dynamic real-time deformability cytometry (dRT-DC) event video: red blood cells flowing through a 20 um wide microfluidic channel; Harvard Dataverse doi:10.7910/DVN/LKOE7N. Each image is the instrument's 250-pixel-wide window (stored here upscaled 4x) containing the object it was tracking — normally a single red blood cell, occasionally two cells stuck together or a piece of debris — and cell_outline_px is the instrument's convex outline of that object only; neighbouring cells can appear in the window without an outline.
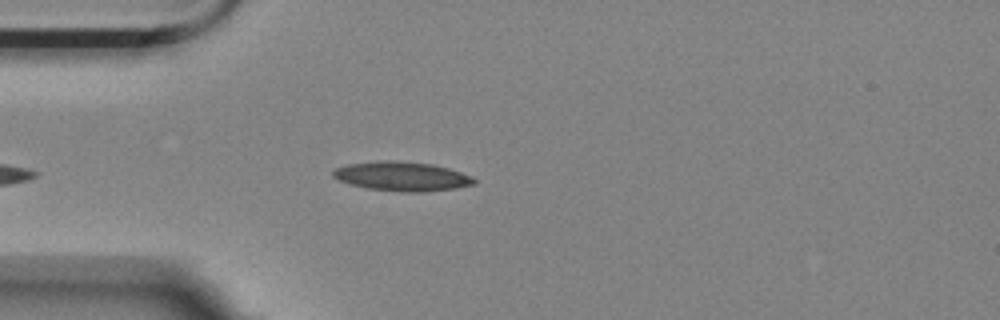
{"species": "Egyptian fruit bat (a non-hibernating species)", "species_latin": "Rousettus aegyptiacus", "temperature_condition": "room temperature", "stored_images_in_passage": 34, "camera_frame_rate_fps": 3000, "um_per_image_px": 0.085, "animal": {"sex": "female"}, "frame": {"image": 1, "passage_image": 2, "time_ms": 0.333, "image_size_px": [1000, 320], "cell_outline_px": [[476, 184], [456, 188], [424, 192], [408, 192], [368, 188], [352, 184], [340, 180], [332, 176], [332, 172], [336, 168], [348, 164], [380, 160], [396, 160], [432, 164], [448, 168], [472, 176], [476, 180]], "centroid_in_image_um": [34.2, 14.98], "position_along_channel_um": 50.8, "area_um2": 23.93}}
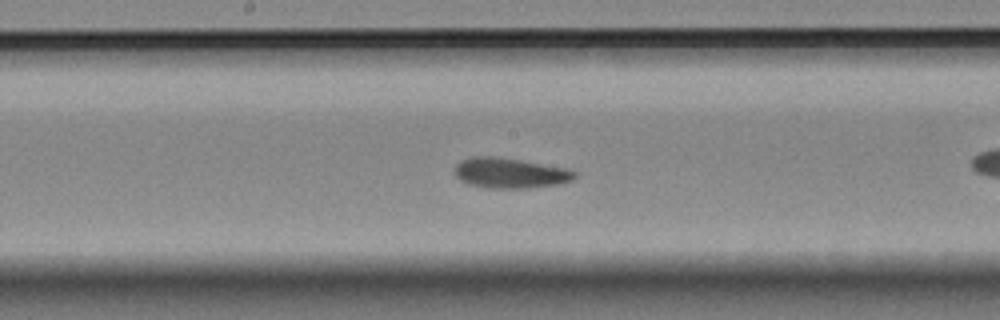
{"frame": {"image": 2, "passage_image": 12, "time_ms": 3.667, "image_size_px": [1000, 320], "cell_outline_px": [[576, 176], [572, 180], [560, 184], [528, 188], [488, 188], [468, 184], [460, 180], [452, 172], [456, 164], [460, 160], [472, 156], [492, 156], [568, 168], [576, 172]], "centroid_in_image_um": [43.31, 14.71], "position_along_channel_um": 204.9, "area_um2": 21.27}}
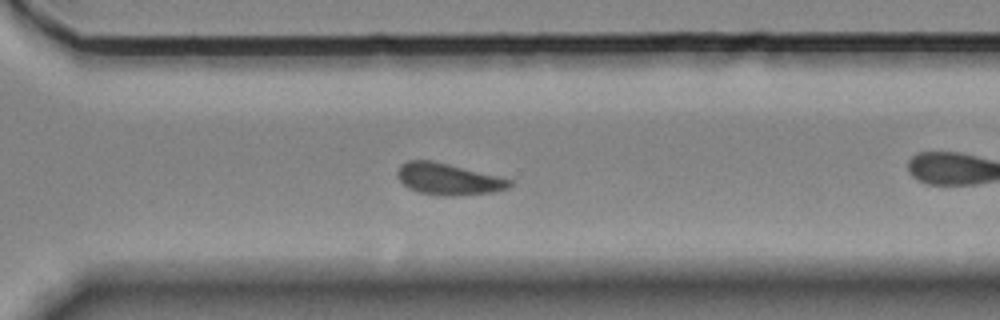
{"frame": {"image": 3, "passage_image": 23, "time_ms": 7.333, "image_size_px": [1000, 320], "cell_outline_px": [[512, 184], [508, 188], [492, 192], [456, 196], [440, 196], [420, 192], [408, 188], [400, 180], [396, 172], [400, 164], [408, 160], [432, 160], [500, 176], [512, 180]], "centroid_in_image_um": [38.1, 15.22], "position_along_channel_um": 332.5, "area_um2": 20.75}, "authors_computed_cell_mechanics": {"area_um2": 21.386, "velocity_mm_per_s": 3.4856, "shape_relaxation_time_tau1_ms": 1.3984, "shape_relaxation_time_tau2_ms": 1.1906, "deformation_change_tau1": 0.1163, "deformation_change_tau2": 0.0913}}